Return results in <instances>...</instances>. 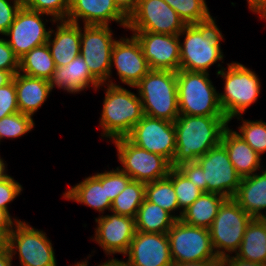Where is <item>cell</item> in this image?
<instances>
[{"label":"cell","instance_id":"1","mask_svg":"<svg viewBox=\"0 0 266 266\" xmlns=\"http://www.w3.org/2000/svg\"><path fill=\"white\" fill-rule=\"evenodd\" d=\"M216 18L217 16L202 24H186L178 34L180 69L210 73L211 67L215 66L218 68L215 72L217 74L224 68L226 56L221 42L226 39L219 28L220 26L217 25Z\"/></svg>","mask_w":266,"mask_h":266},{"label":"cell","instance_id":"2","mask_svg":"<svg viewBox=\"0 0 266 266\" xmlns=\"http://www.w3.org/2000/svg\"><path fill=\"white\" fill-rule=\"evenodd\" d=\"M228 126L225 116L179 115L174 121L176 153L171 166L196 162L197 158L221 143L222 134Z\"/></svg>","mask_w":266,"mask_h":266},{"label":"cell","instance_id":"3","mask_svg":"<svg viewBox=\"0 0 266 266\" xmlns=\"http://www.w3.org/2000/svg\"><path fill=\"white\" fill-rule=\"evenodd\" d=\"M124 86L100 84L94 91H104L102 110L99 118L100 138L106 142L126 137L143 118L144 112L138 92Z\"/></svg>","mask_w":266,"mask_h":266},{"label":"cell","instance_id":"4","mask_svg":"<svg viewBox=\"0 0 266 266\" xmlns=\"http://www.w3.org/2000/svg\"><path fill=\"white\" fill-rule=\"evenodd\" d=\"M221 69L216 77H221L223 92H219L221 109L230 121L232 118L242 116L250 106L257 103L262 90V80L256 71L244 64L231 61Z\"/></svg>","mask_w":266,"mask_h":266},{"label":"cell","instance_id":"5","mask_svg":"<svg viewBox=\"0 0 266 266\" xmlns=\"http://www.w3.org/2000/svg\"><path fill=\"white\" fill-rule=\"evenodd\" d=\"M144 115L174 122L179 117L175 71L151 69L135 86Z\"/></svg>","mask_w":266,"mask_h":266},{"label":"cell","instance_id":"6","mask_svg":"<svg viewBox=\"0 0 266 266\" xmlns=\"http://www.w3.org/2000/svg\"><path fill=\"white\" fill-rule=\"evenodd\" d=\"M176 75L179 115L225 116L209 73L180 69Z\"/></svg>","mask_w":266,"mask_h":266},{"label":"cell","instance_id":"7","mask_svg":"<svg viewBox=\"0 0 266 266\" xmlns=\"http://www.w3.org/2000/svg\"><path fill=\"white\" fill-rule=\"evenodd\" d=\"M52 240L44 230L18 221L8 235L7 248L21 266H57ZM17 257V258H16Z\"/></svg>","mask_w":266,"mask_h":266},{"label":"cell","instance_id":"8","mask_svg":"<svg viewBox=\"0 0 266 266\" xmlns=\"http://www.w3.org/2000/svg\"><path fill=\"white\" fill-rule=\"evenodd\" d=\"M252 219L233 198L222 203L209 228L212 247L218 258L223 260L238 251Z\"/></svg>","mask_w":266,"mask_h":266},{"label":"cell","instance_id":"9","mask_svg":"<svg viewBox=\"0 0 266 266\" xmlns=\"http://www.w3.org/2000/svg\"><path fill=\"white\" fill-rule=\"evenodd\" d=\"M110 142L115 145L117 161L121 164L117 167L132 180L146 184L168 176L172 166L163 156L140 148L127 137L116 138Z\"/></svg>","mask_w":266,"mask_h":266},{"label":"cell","instance_id":"10","mask_svg":"<svg viewBox=\"0 0 266 266\" xmlns=\"http://www.w3.org/2000/svg\"><path fill=\"white\" fill-rule=\"evenodd\" d=\"M114 32L111 26L81 25L80 55L99 84L110 79L112 50L117 40Z\"/></svg>","mask_w":266,"mask_h":266},{"label":"cell","instance_id":"11","mask_svg":"<svg viewBox=\"0 0 266 266\" xmlns=\"http://www.w3.org/2000/svg\"><path fill=\"white\" fill-rule=\"evenodd\" d=\"M48 22L53 25L56 20L48 14L24 6L19 9L13 23L4 34L18 59L33 48L47 43L51 30V27H47Z\"/></svg>","mask_w":266,"mask_h":266},{"label":"cell","instance_id":"12","mask_svg":"<svg viewBox=\"0 0 266 266\" xmlns=\"http://www.w3.org/2000/svg\"><path fill=\"white\" fill-rule=\"evenodd\" d=\"M173 263L220 259L216 256L207 228L191 226L176 220L167 233Z\"/></svg>","mask_w":266,"mask_h":266},{"label":"cell","instance_id":"13","mask_svg":"<svg viewBox=\"0 0 266 266\" xmlns=\"http://www.w3.org/2000/svg\"><path fill=\"white\" fill-rule=\"evenodd\" d=\"M122 36H119L114 43L110 79L106 84L135 87L151 69L143 55L138 39L131 33L130 37ZM113 67L116 69L115 73L118 76V82L112 77Z\"/></svg>","mask_w":266,"mask_h":266},{"label":"cell","instance_id":"14","mask_svg":"<svg viewBox=\"0 0 266 266\" xmlns=\"http://www.w3.org/2000/svg\"><path fill=\"white\" fill-rule=\"evenodd\" d=\"M186 26L164 0H139L136 9L128 16L127 31H148L178 35Z\"/></svg>","mask_w":266,"mask_h":266},{"label":"cell","instance_id":"15","mask_svg":"<svg viewBox=\"0 0 266 266\" xmlns=\"http://www.w3.org/2000/svg\"><path fill=\"white\" fill-rule=\"evenodd\" d=\"M94 219L96 227L90 240L101 247L105 257L115 259V255L124 256L136 233L135 218L110 211Z\"/></svg>","mask_w":266,"mask_h":266},{"label":"cell","instance_id":"16","mask_svg":"<svg viewBox=\"0 0 266 266\" xmlns=\"http://www.w3.org/2000/svg\"><path fill=\"white\" fill-rule=\"evenodd\" d=\"M203 169V183H207V192L233 198L241 183V176L231 163L226 148L219 145L197 158Z\"/></svg>","mask_w":266,"mask_h":266},{"label":"cell","instance_id":"17","mask_svg":"<svg viewBox=\"0 0 266 266\" xmlns=\"http://www.w3.org/2000/svg\"><path fill=\"white\" fill-rule=\"evenodd\" d=\"M133 144L172 163L176 153L174 122L144 115L126 136Z\"/></svg>","mask_w":266,"mask_h":266},{"label":"cell","instance_id":"18","mask_svg":"<svg viewBox=\"0 0 266 266\" xmlns=\"http://www.w3.org/2000/svg\"><path fill=\"white\" fill-rule=\"evenodd\" d=\"M124 258L122 260L127 266H172L174 264L167 233L136 231Z\"/></svg>","mask_w":266,"mask_h":266},{"label":"cell","instance_id":"19","mask_svg":"<svg viewBox=\"0 0 266 266\" xmlns=\"http://www.w3.org/2000/svg\"><path fill=\"white\" fill-rule=\"evenodd\" d=\"M139 41L150 69L180 70L179 36L148 31H131Z\"/></svg>","mask_w":266,"mask_h":266},{"label":"cell","instance_id":"20","mask_svg":"<svg viewBox=\"0 0 266 266\" xmlns=\"http://www.w3.org/2000/svg\"><path fill=\"white\" fill-rule=\"evenodd\" d=\"M66 21L98 26H111L114 22L125 31L128 26V16L114 0H70Z\"/></svg>","mask_w":266,"mask_h":266},{"label":"cell","instance_id":"21","mask_svg":"<svg viewBox=\"0 0 266 266\" xmlns=\"http://www.w3.org/2000/svg\"><path fill=\"white\" fill-rule=\"evenodd\" d=\"M62 195L61 197L68 202L72 201L95 210L99 213L98 216L110 212L112 205L106 192V170L85 176L82 181L71 185Z\"/></svg>","mask_w":266,"mask_h":266},{"label":"cell","instance_id":"22","mask_svg":"<svg viewBox=\"0 0 266 266\" xmlns=\"http://www.w3.org/2000/svg\"><path fill=\"white\" fill-rule=\"evenodd\" d=\"M47 45L55 66H66L80 55L81 25L66 20L56 21L51 26Z\"/></svg>","mask_w":266,"mask_h":266},{"label":"cell","instance_id":"23","mask_svg":"<svg viewBox=\"0 0 266 266\" xmlns=\"http://www.w3.org/2000/svg\"><path fill=\"white\" fill-rule=\"evenodd\" d=\"M52 90L56 88L68 94H80L91 87L95 91L100 84L91 76L84 58L79 55L64 67H56L48 80ZM88 88V89H87Z\"/></svg>","mask_w":266,"mask_h":266},{"label":"cell","instance_id":"24","mask_svg":"<svg viewBox=\"0 0 266 266\" xmlns=\"http://www.w3.org/2000/svg\"><path fill=\"white\" fill-rule=\"evenodd\" d=\"M231 127L232 125L224 130L221 144L226 148L229 159L241 178L251 176L266 166L265 159L255 152Z\"/></svg>","mask_w":266,"mask_h":266},{"label":"cell","instance_id":"25","mask_svg":"<svg viewBox=\"0 0 266 266\" xmlns=\"http://www.w3.org/2000/svg\"><path fill=\"white\" fill-rule=\"evenodd\" d=\"M14 83L19 112L33 118L34 114L39 112L38 110L54 92L48 80L31 77L19 72L14 75Z\"/></svg>","mask_w":266,"mask_h":266},{"label":"cell","instance_id":"26","mask_svg":"<svg viewBox=\"0 0 266 266\" xmlns=\"http://www.w3.org/2000/svg\"><path fill=\"white\" fill-rule=\"evenodd\" d=\"M233 199L252 218H259L266 212V166L242 178Z\"/></svg>","mask_w":266,"mask_h":266},{"label":"cell","instance_id":"27","mask_svg":"<svg viewBox=\"0 0 266 266\" xmlns=\"http://www.w3.org/2000/svg\"><path fill=\"white\" fill-rule=\"evenodd\" d=\"M227 198L221 194L203 192L182 214L184 223L209 229L218 210Z\"/></svg>","mask_w":266,"mask_h":266},{"label":"cell","instance_id":"28","mask_svg":"<svg viewBox=\"0 0 266 266\" xmlns=\"http://www.w3.org/2000/svg\"><path fill=\"white\" fill-rule=\"evenodd\" d=\"M237 257L266 264V228L258 218L247 225Z\"/></svg>","mask_w":266,"mask_h":266},{"label":"cell","instance_id":"29","mask_svg":"<svg viewBox=\"0 0 266 266\" xmlns=\"http://www.w3.org/2000/svg\"><path fill=\"white\" fill-rule=\"evenodd\" d=\"M175 221L165 209L144 199L135 218L136 231L168 233Z\"/></svg>","mask_w":266,"mask_h":266},{"label":"cell","instance_id":"30","mask_svg":"<svg viewBox=\"0 0 266 266\" xmlns=\"http://www.w3.org/2000/svg\"><path fill=\"white\" fill-rule=\"evenodd\" d=\"M56 66L47 43L35 47L19 59V73L49 80Z\"/></svg>","mask_w":266,"mask_h":266},{"label":"cell","instance_id":"31","mask_svg":"<svg viewBox=\"0 0 266 266\" xmlns=\"http://www.w3.org/2000/svg\"><path fill=\"white\" fill-rule=\"evenodd\" d=\"M145 199L169 212L179 220V203L172 181L166 177L154 182L146 183Z\"/></svg>","mask_w":266,"mask_h":266},{"label":"cell","instance_id":"32","mask_svg":"<svg viewBox=\"0 0 266 266\" xmlns=\"http://www.w3.org/2000/svg\"><path fill=\"white\" fill-rule=\"evenodd\" d=\"M145 186L143 182L131 180L125 189L112 201L110 211L136 218L138 209L145 199Z\"/></svg>","mask_w":266,"mask_h":266},{"label":"cell","instance_id":"33","mask_svg":"<svg viewBox=\"0 0 266 266\" xmlns=\"http://www.w3.org/2000/svg\"><path fill=\"white\" fill-rule=\"evenodd\" d=\"M236 119L240 121V125H238V129H233V131L246 141L259 155L262 157L266 155V122L262 118L259 120L245 119L242 115L232 118L229 121V125L232 120Z\"/></svg>","mask_w":266,"mask_h":266},{"label":"cell","instance_id":"34","mask_svg":"<svg viewBox=\"0 0 266 266\" xmlns=\"http://www.w3.org/2000/svg\"><path fill=\"white\" fill-rule=\"evenodd\" d=\"M185 24H202L213 19L206 0H164Z\"/></svg>","mask_w":266,"mask_h":266},{"label":"cell","instance_id":"35","mask_svg":"<svg viewBox=\"0 0 266 266\" xmlns=\"http://www.w3.org/2000/svg\"><path fill=\"white\" fill-rule=\"evenodd\" d=\"M173 183L179 203V219L183 212L192 205L203 191L194 185L177 167H172L167 176Z\"/></svg>","mask_w":266,"mask_h":266},{"label":"cell","instance_id":"36","mask_svg":"<svg viewBox=\"0 0 266 266\" xmlns=\"http://www.w3.org/2000/svg\"><path fill=\"white\" fill-rule=\"evenodd\" d=\"M35 119L30 115L16 112L0 119V145L3 140L20 139L35 130Z\"/></svg>","mask_w":266,"mask_h":266},{"label":"cell","instance_id":"37","mask_svg":"<svg viewBox=\"0 0 266 266\" xmlns=\"http://www.w3.org/2000/svg\"><path fill=\"white\" fill-rule=\"evenodd\" d=\"M21 2L22 6L48 14L56 21L66 20L70 8V0H21Z\"/></svg>","mask_w":266,"mask_h":266},{"label":"cell","instance_id":"38","mask_svg":"<svg viewBox=\"0 0 266 266\" xmlns=\"http://www.w3.org/2000/svg\"><path fill=\"white\" fill-rule=\"evenodd\" d=\"M23 185L7 173L0 179V208L6 210L10 215L9 204H11L23 192Z\"/></svg>","mask_w":266,"mask_h":266},{"label":"cell","instance_id":"39","mask_svg":"<svg viewBox=\"0 0 266 266\" xmlns=\"http://www.w3.org/2000/svg\"><path fill=\"white\" fill-rule=\"evenodd\" d=\"M116 168V169H115ZM112 169H106V192L112 202L121 193L132 178L122 172L117 166Z\"/></svg>","mask_w":266,"mask_h":266},{"label":"cell","instance_id":"40","mask_svg":"<svg viewBox=\"0 0 266 266\" xmlns=\"http://www.w3.org/2000/svg\"><path fill=\"white\" fill-rule=\"evenodd\" d=\"M16 112H19V108L13 76L8 84L0 87V119Z\"/></svg>","mask_w":266,"mask_h":266},{"label":"cell","instance_id":"41","mask_svg":"<svg viewBox=\"0 0 266 266\" xmlns=\"http://www.w3.org/2000/svg\"><path fill=\"white\" fill-rule=\"evenodd\" d=\"M21 7V0H0V35L8 31Z\"/></svg>","mask_w":266,"mask_h":266},{"label":"cell","instance_id":"42","mask_svg":"<svg viewBox=\"0 0 266 266\" xmlns=\"http://www.w3.org/2000/svg\"><path fill=\"white\" fill-rule=\"evenodd\" d=\"M0 70L9 71L13 76L19 71V59L4 35H0Z\"/></svg>","mask_w":266,"mask_h":266},{"label":"cell","instance_id":"43","mask_svg":"<svg viewBox=\"0 0 266 266\" xmlns=\"http://www.w3.org/2000/svg\"><path fill=\"white\" fill-rule=\"evenodd\" d=\"M177 168L203 192H207V183H203V169L197 162L182 163Z\"/></svg>","mask_w":266,"mask_h":266},{"label":"cell","instance_id":"44","mask_svg":"<svg viewBox=\"0 0 266 266\" xmlns=\"http://www.w3.org/2000/svg\"><path fill=\"white\" fill-rule=\"evenodd\" d=\"M22 221L19 217L10 215L6 210L0 208V230L8 237L13 230V226Z\"/></svg>","mask_w":266,"mask_h":266},{"label":"cell","instance_id":"45","mask_svg":"<svg viewBox=\"0 0 266 266\" xmlns=\"http://www.w3.org/2000/svg\"><path fill=\"white\" fill-rule=\"evenodd\" d=\"M222 266H266V264L244 260L234 254L225 257L222 260Z\"/></svg>","mask_w":266,"mask_h":266},{"label":"cell","instance_id":"46","mask_svg":"<svg viewBox=\"0 0 266 266\" xmlns=\"http://www.w3.org/2000/svg\"><path fill=\"white\" fill-rule=\"evenodd\" d=\"M96 250L93 249V251L91 252V254H88L86 258L80 259V261L85 265V266H89V258L94 256ZM93 253V254H92ZM92 266V265H91ZM95 266H127V264L119 258H108L105 262H101L98 265Z\"/></svg>","mask_w":266,"mask_h":266},{"label":"cell","instance_id":"47","mask_svg":"<svg viewBox=\"0 0 266 266\" xmlns=\"http://www.w3.org/2000/svg\"><path fill=\"white\" fill-rule=\"evenodd\" d=\"M172 266H222L221 259H205L195 262L174 263Z\"/></svg>","mask_w":266,"mask_h":266},{"label":"cell","instance_id":"48","mask_svg":"<svg viewBox=\"0 0 266 266\" xmlns=\"http://www.w3.org/2000/svg\"><path fill=\"white\" fill-rule=\"evenodd\" d=\"M119 8L129 16L137 7L139 0H114Z\"/></svg>","mask_w":266,"mask_h":266},{"label":"cell","instance_id":"49","mask_svg":"<svg viewBox=\"0 0 266 266\" xmlns=\"http://www.w3.org/2000/svg\"><path fill=\"white\" fill-rule=\"evenodd\" d=\"M252 14H257L259 20L266 22V0H261L252 10Z\"/></svg>","mask_w":266,"mask_h":266},{"label":"cell","instance_id":"50","mask_svg":"<svg viewBox=\"0 0 266 266\" xmlns=\"http://www.w3.org/2000/svg\"><path fill=\"white\" fill-rule=\"evenodd\" d=\"M0 266H14L11 253L8 248L0 251Z\"/></svg>","mask_w":266,"mask_h":266},{"label":"cell","instance_id":"51","mask_svg":"<svg viewBox=\"0 0 266 266\" xmlns=\"http://www.w3.org/2000/svg\"><path fill=\"white\" fill-rule=\"evenodd\" d=\"M13 79L9 71L0 70V87L8 84Z\"/></svg>","mask_w":266,"mask_h":266},{"label":"cell","instance_id":"52","mask_svg":"<svg viewBox=\"0 0 266 266\" xmlns=\"http://www.w3.org/2000/svg\"><path fill=\"white\" fill-rule=\"evenodd\" d=\"M8 164L7 162L5 161V159L3 157H1L0 155V179L6 175L8 173Z\"/></svg>","mask_w":266,"mask_h":266},{"label":"cell","instance_id":"53","mask_svg":"<svg viewBox=\"0 0 266 266\" xmlns=\"http://www.w3.org/2000/svg\"><path fill=\"white\" fill-rule=\"evenodd\" d=\"M8 237L0 230V251L7 248Z\"/></svg>","mask_w":266,"mask_h":266},{"label":"cell","instance_id":"54","mask_svg":"<svg viewBox=\"0 0 266 266\" xmlns=\"http://www.w3.org/2000/svg\"><path fill=\"white\" fill-rule=\"evenodd\" d=\"M248 10L251 11L261 0H246Z\"/></svg>","mask_w":266,"mask_h":266},{"label":"cell","instance_id":"55","mask_svg":"<svg viewBox=\"0 0 266 266\" xmlns=\"http://www.w3.org/2000/svg\"><path fill=\"white\" fill-rule=\"evenodd\" d=\"M68 266H85L80 260L79 261H75L73 264H69Z\"/></svg>","mask_w":266,"mask_h":266}]
</instances>
